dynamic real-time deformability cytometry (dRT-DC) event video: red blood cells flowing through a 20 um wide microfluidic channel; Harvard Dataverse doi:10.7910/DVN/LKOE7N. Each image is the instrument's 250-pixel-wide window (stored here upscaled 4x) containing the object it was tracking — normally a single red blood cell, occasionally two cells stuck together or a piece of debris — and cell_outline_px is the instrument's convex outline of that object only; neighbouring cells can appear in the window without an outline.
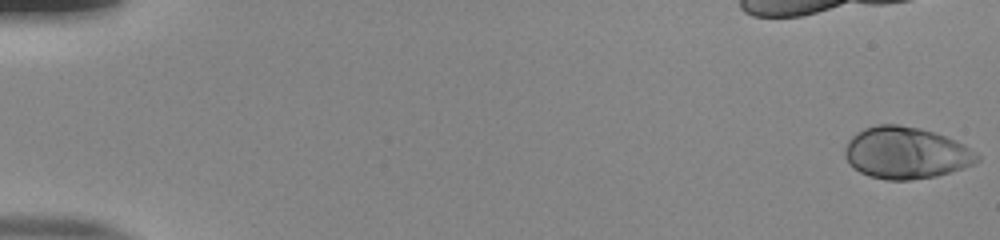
{"species": "human", "species_latin": "Homo sapiens", "temperature_condition": "room temperature", "stored_images_in_passage": 47, "camera_frame_rate_fps": 3000, "um_per_image_px": 0.085, "donor": {"sex": "male"}, "frame": {"image": 1, "passage_image": 1, "time_ms": 0.0, "image_size_px": [1000, 240], "cell_outline_px": [[980, 160], [964, 168], [936, 176], [908, 180], [888, 180], [868, 176], [852, 168], [848, 164], [844, 156], [844, 148], [848, 140], [856, 132], [864, 128], [876, 124], [896, 124], [920, 128], [956, 140], [964, 144], [976, 152], [980, 156]], "centroid_in_image_um": [76.97, 13.0], "position_along_channel_um": 8.0, "area_um2": 40.23}}